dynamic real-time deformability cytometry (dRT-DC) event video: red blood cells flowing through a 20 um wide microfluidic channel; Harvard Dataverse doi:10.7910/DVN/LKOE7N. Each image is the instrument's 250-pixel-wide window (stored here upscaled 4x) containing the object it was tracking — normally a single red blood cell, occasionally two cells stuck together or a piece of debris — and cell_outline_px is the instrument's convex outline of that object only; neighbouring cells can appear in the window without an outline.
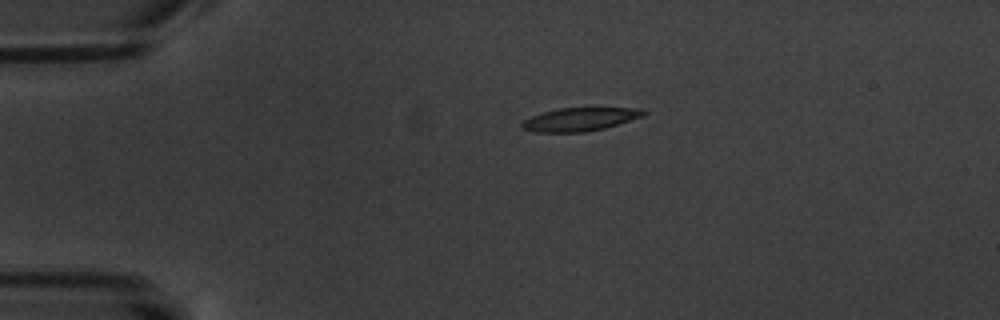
{"species": "common noctule bat (a hibernating species)", "species_latin": "Nyctalus noctula", "temperature_condition": "warm", "stored_images_in_passage": 7, "camera_frame_rate_fps": 3000, "um_per_image_px": 0.085, "animal": {"sex": "male", "body_mass_g": 20.1, "forearm_length_mm": 53.5}, "frame": {"image": 1, "passage_image": 4, "time_ms": 3.333, "image_size_px": [1000, 320], "cell_outline_px": [[648, 112], [644, 116], [604, 128], [584, 132], [536, 132], [520, 128], [520, 124], [524, 120], [532, 116], [544, 112], [560, 108], [644, 108]], "centroid_in_image_um": [49.31, 10.14], "position_along_channel_um": 35.7, "area_um2": 16.47}}
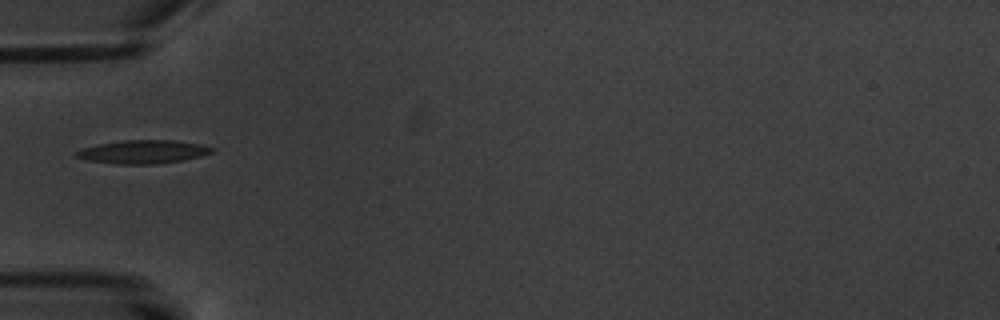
{"frame": {"image": 2, "passage_image": 6, "time_ms": 5.667, "image_size_px": [1000, 320], "cell_outline_px": [[216, 148], [212, 152], [200, 156], [184, 160], [156, 164], [116, 164], [88, 160], [76, 156], [72, 152], [84, 148], [100, 144], [120, 140], [176, 140], [200, 144]], "centroid_in_image_um": [12.18, 12.9], "position_along_channel_um": 72.8, "area_um2": 18.5}}